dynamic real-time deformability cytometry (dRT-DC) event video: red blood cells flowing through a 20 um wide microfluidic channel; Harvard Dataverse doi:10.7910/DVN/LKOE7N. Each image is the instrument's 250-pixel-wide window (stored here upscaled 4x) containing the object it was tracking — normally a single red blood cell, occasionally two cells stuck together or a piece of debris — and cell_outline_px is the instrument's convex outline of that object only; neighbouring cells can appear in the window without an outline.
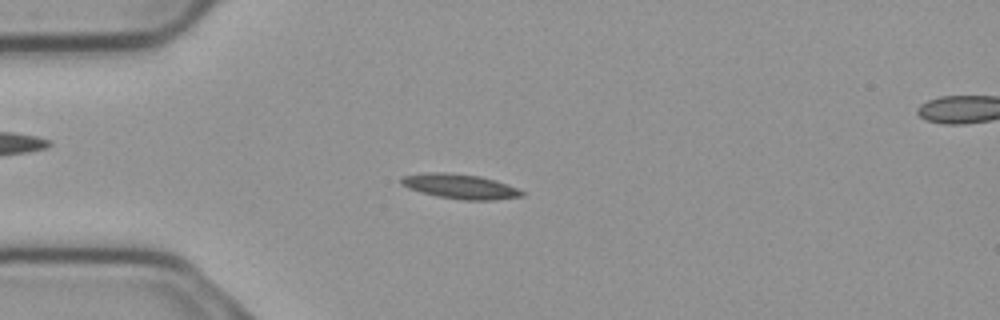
{"species": "common noctule bat (a hibernating species)", "species_latin": "Nyctalus noctula", "temperature_condition": "cold", "stored_images_in_passage": 56, "camera_frame_rate_fps": 3000, "um_per_image_px": 0.085, "animal": {"sex": "male", "body_mass_g": 23.1, "forearm_length_mm": 52.7}, "frame": {"image": 1, "passage_image": 15, "time_ms": 4.667, "image_size_px": [1000, 320], "cell_outline_px": [[528, 192], [524, 196], [496, 200], [460, 200], [436, 196], [420, 192], [408, 188], [400, 184], [400, 180], [404, 176], [432, 172], [444, 172], [480, 176], [496, 180], [508, 184]], "centroid_in_image_um": [39.18, 15.86], "position_along_channel_um": 45.8, "area_um2": 17.63}}
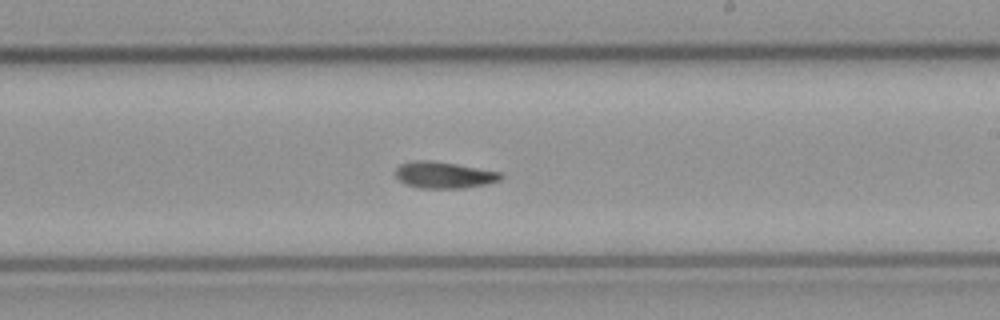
{"frame": {"image": 2, "passage_image": 33, "time_ms": 10.667, "image_size_px": [1000, 320], "cell_outline_px": [[504, 176], [500, 180], [488, 184], [464, 188], [420, 188], [404, 184], [396, 176], [396, 168], [400, 164], [416, 160], [428, 160], [456, 164], [504, 172]], "centroid_in_image_um": [37.79, 14.88], "position_along_channel_um": 251.2, "area_um2": 16.42}}
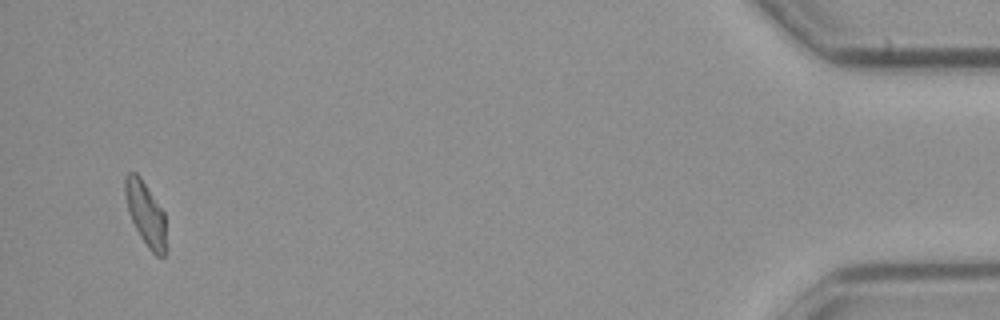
{"frame": {"image": 3, "passage_image": 54, "time_ms": 17.667, "image_size_px": [1000, 320], "cell_outline_px": [[168, 248], [164, 256], [156, 256], [148, 248], [140, 236], [128, 212], [124, 192], [124, 176], [128, 172], [136, 172], [140, 176], [164, 212]], "centroid_in_image_um": [12.4, 18.19], "position_along_channel_um": 422.8, "area_um2": 15.61}, "authors_computed_cell_mechanics": {"area_um2": 15.895, "velocity_mm_per_s": 3.7002, "shape_relaxation_time_tau1_ms": 6.891, "shape_relaxation_time_tau2_ms": null, "deformation_change_tau1": 0.2081, "deformation_change_tau2": null}}